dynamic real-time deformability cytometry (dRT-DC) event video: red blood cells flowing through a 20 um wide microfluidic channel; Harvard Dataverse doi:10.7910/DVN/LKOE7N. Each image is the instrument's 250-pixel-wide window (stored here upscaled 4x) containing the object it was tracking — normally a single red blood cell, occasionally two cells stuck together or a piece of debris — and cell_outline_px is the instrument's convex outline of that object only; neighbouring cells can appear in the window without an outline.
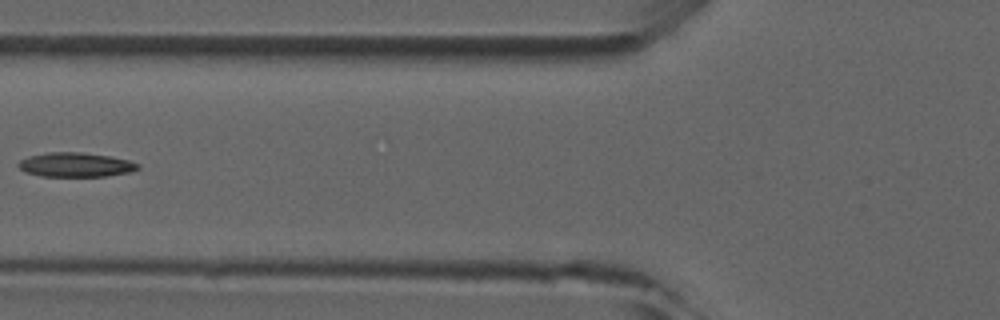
{"species": "common noctule bat (a hibernating species)", "species_latin": "Nyctalus noctula", "temperature_condition": "room temperature", "stored_images_in_passage": 6, "camera_frame_rate_fps": 3000, "um_per_image_px": 0.085, "animal": {"sex": "male", "forearm_length_mm": 52.5}, "frame": {"image": 1, "passage_image": 5, "time_ms": 5.667, "image_size_px": [1000, 320], "cell_outline_px": [[140, 168], [132, 172], [104, 176], [40, 176], [24, 172], [16, 164], [20, 160], [28, 156], [48, 152], [80, 152], [108, 156], [128, 160], [140, 164]], "centroid_in_image_um": [6.41, 14.0], "position_along_channel_um": 119.4, "area_um2": 16.99}}
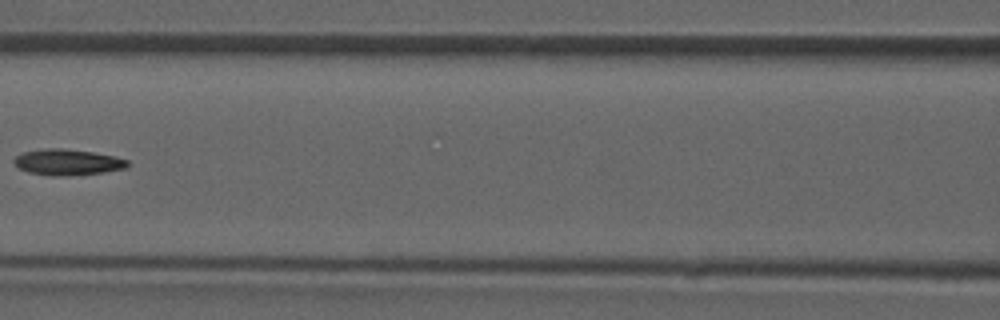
{"frame": {"image": 2, "passage_image": 6, "time_ms": 6.667, "image_size_px": [1000, 320], "cell_outline_px": [[128, 168], [104, 172], [68, 176], [52, 176], [28, 172], [20, 168], [12, 160], [20, 152], [48, 148], [60, 148], [92, 152], [116, 156], [128, 160]], "centroid_in_image_um": [5.75, 13.78], "position_along_channel_um": 160.9, "area_um2": 17.28}}